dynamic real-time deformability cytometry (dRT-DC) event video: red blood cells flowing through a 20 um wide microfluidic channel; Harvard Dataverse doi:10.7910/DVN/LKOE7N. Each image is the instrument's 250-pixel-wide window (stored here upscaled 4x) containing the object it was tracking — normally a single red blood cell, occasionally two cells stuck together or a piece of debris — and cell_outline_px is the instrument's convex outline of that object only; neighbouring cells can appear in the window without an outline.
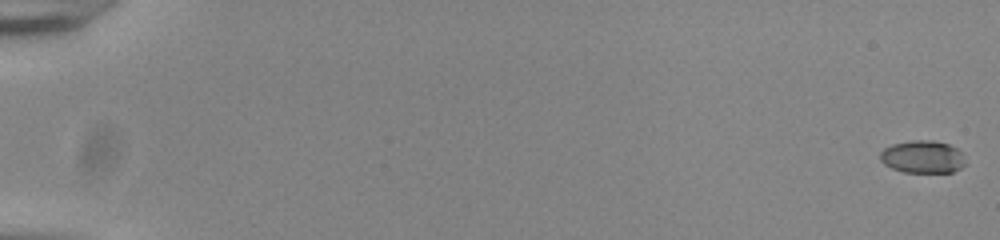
{"species": "common noctule bat (a hibernating species)", "species_latin": "Nyctalus noctula", "temperature_condition": "room temperature", "stored_images_in_passage": 56, "camera_frame_rate_fps": 3000, "um_per_image_px": 0.085, "animal": {"sex": "male", "body_mass_g": 20.0, "forearm_length_mm": 53.3}, "frame": {"image": 1, "passage_image": 1, "time_ms": 0.0, "image_size_px": [1000, 240], "cell_outline_px": [[968, 164], [952, 172], [904, 172], [892, 168], [884, 164], [880, 160], [880, 152], [884, 148], [892, 144], [912, 140], [932, 140], [948, 144], [964, 152]], "centroid_in_image_um": [78.47, 13.33], "position_along_channel_um": 6.5, "area_um2": 16.47}}
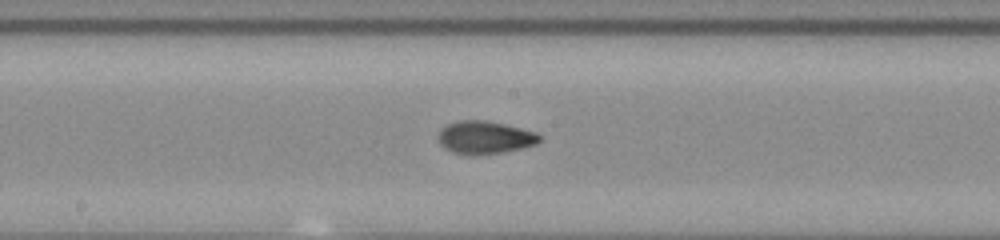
{"frame": {"image": 2, "passage_image": 32, "time_ms": 10.333, "image_size_px": [1000, 240], "cell_outline_px": [[544, 136], [536, 144], [524, 148], [504, 152], [468, 156], [452, 152], [444, 148], [440, 144], [436, 136], [440, 128], [448, 124], [460, 120], [484, 120], [504, 124], [536, 132]], "centroid_in_image_um": [41.19, 11.7], "position_along_channel_um": 207.0, "area_um2": 19.77}}
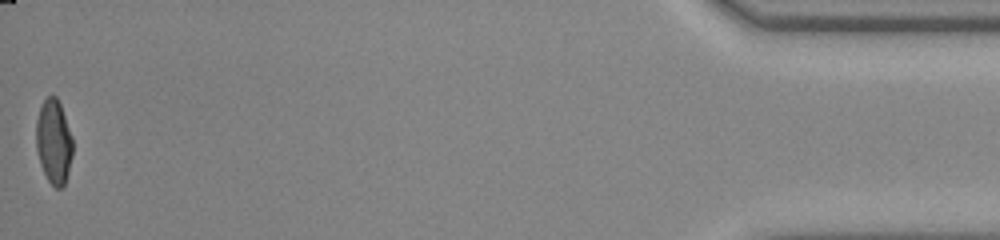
{"frame": {"image": 3, "passage_image": 56, "time_ms": 18.333, "image_size_px": [1000, 240], "cell_outline_px": [[72, 156], [64, 188], [56, 188], [48, 180], [40, 164], [36, 148], [36, 120], [40, 108], [44, 100], [48, 96], [56, 96], [60, 104], [72, 136]], "centroid_in_image_um": [4.57, 12.06], "position_along_channel_um": 430.6, "area_um2": 17.92}, "authors_computed_cell_mechanics": {"area_um2": 18.2648, "velocity_mm_per_s": 3.851, "shape_relaxation_time_tau1_ms": null, "shape_relaxation_time_tau2_ms": 1.467, "deformation_change_tau1": null, "deformation_change_tau2": 0.0614}}